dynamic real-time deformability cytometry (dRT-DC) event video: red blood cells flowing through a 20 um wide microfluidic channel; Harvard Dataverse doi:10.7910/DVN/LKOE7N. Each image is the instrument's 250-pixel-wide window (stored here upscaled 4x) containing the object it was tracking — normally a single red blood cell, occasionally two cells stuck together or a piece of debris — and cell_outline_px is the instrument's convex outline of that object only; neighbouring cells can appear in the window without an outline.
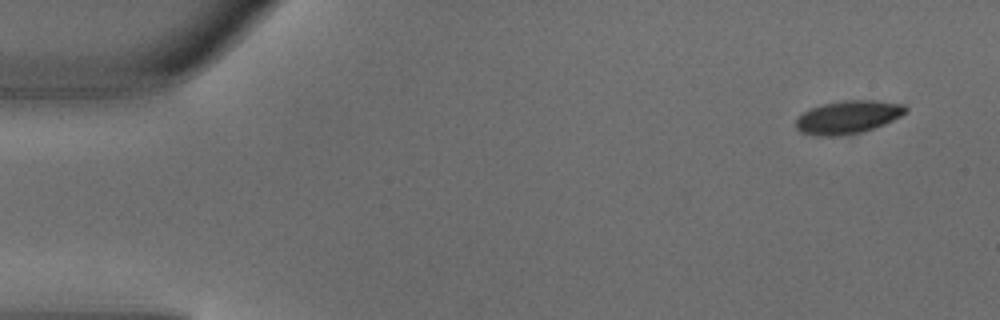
{"species": "common noctule bat (a hibernating species)", "species_latin": "Nyctalus noctula", "temperature_condition": "warm", "stored_images_in_passage": 4, "camera_frame_rate_fps": 3000, "um_per_image_px": 0.085, "animal": {"sex": "male", "body_mass_g": 18.8}, "frame": {"image": 1, "passage_image": 1, "time_ms": 0.0, "image_size_px": [1000, 320], "cell_outline_px": [[908, 108], [900, 116], [884, 124], [860, 132], [840, 136], [816, 136], [800, 132], [796, 128], [796, 120], [804, 112], [812, 108], [824, 104], [844, 100], [876, 100], [904, 104]], "centroid_in_image_um": [72.07, 9.96], "position_along_channel_um": 12.9, "area_um2": 20.92}}
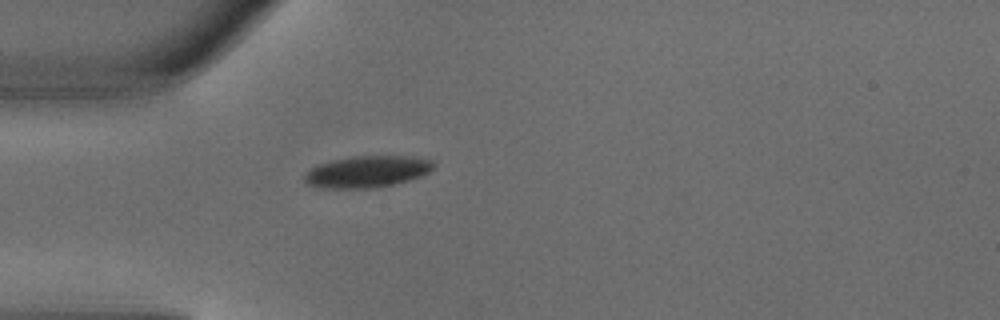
{"frame": {"image": 2, "passage_image": 4, "time_ms": 1.0, "image_size_px": [1000, 320], "cell_outline_px": [[436, 164], [428, 172], [420, 176], [408, 180], [376, 188], [324, 188], [308, 184], [304, 180], [304, 172], [316, 164], [332, 160], [352, 156], [408, 156], [432, 160]], "centroid_in_image_um": [31.16, 14.58], "position_along_channel_um": 53.8, "area_um2": 23.81}}